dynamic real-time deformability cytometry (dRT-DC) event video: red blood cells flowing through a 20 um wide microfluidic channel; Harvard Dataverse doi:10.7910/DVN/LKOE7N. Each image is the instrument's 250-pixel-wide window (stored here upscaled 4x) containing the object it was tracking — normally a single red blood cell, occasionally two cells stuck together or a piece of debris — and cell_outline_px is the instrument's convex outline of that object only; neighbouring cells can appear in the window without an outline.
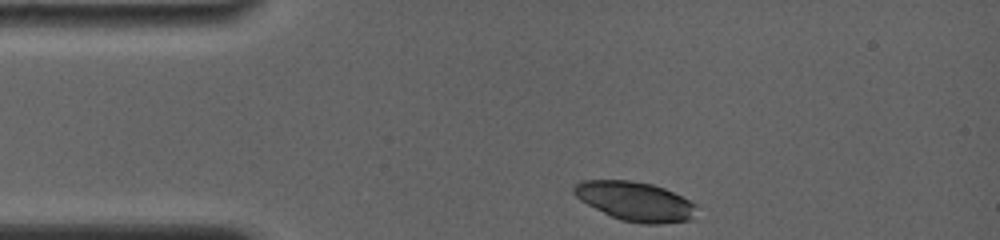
{"species": "common noctule bat (a hibernating species)", "species_latin": "Nyctalus noctula", "temperature_condition": "room temperature", "stored_images_in_passage": 10, "camera_frame_rate_fps": 4000, "um_per_image_px": 0.085, "animal": {"sex": "female", "body_mass_g": 19.0, "forearm_length_mm": 56.7}, "frame": {"image": 1, "passage_image": 1, "time_ms": 0.0, "image_size_px": [1000, 240], "cell_outline_px": [[696, 204], [692, 220], [660, 224], [644, 224], [620, 220], [580, 200], [572, 192], [572, 188], [580, 180], [632, 180], [652, 184], [664, 188]], "centroid_in_image_um": [53.97, 17.11], "position_along_channel_um": 31.0, "area_um2": 27.86}}